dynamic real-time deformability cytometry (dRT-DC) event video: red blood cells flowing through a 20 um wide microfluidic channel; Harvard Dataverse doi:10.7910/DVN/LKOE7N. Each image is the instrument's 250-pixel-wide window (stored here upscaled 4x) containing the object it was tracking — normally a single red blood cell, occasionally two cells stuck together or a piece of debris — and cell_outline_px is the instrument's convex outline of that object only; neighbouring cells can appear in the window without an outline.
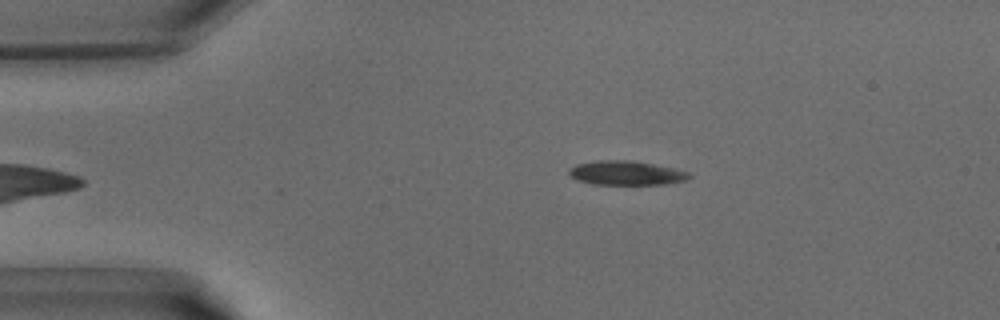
{"species": "common noctule bat (a hibernating species)", "species_latin": "Nyctalus noctula", "temperature_condition": "warm", "stored_images_in_passage": 29, "camera_frame_rate_fps": 3000, "um_per_image_px": 0.085, "animal": {"sex": "male", "body_mass_g": 15.6}, "frame": {"image": 1, "passage_image": 2, "time_ms": 0.333, "image_size_px": [1000, 320], "cell_outline_px": [[692, 176], [684, 180], [668, 184], [592, 184], [576, 180], [568, 176], [568, 168], [576, 164], [596, 160], [628, 160], [652, 164], [672, 168], [688, 172]], "centroid_in_image_um": [53.14, 14.7], "position_along_channel_um": 31.9, "area_um2": 16.94}}
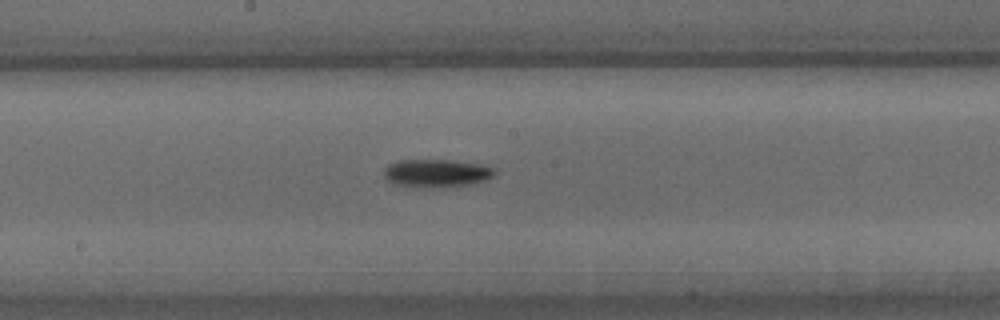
{"frame": {"image": 2, "passage_image": 15, "time_ms": 4.667, "image_size_px": [1000, 320], "cell_outline_px": [[496, 172], [492, 176], [484, 180], [472, 184], [392, 184], [384, 176], [384, 168], [388, 164], [400, 160], [452, 160], [480, 164], [496, 168]], "centroid_in_image_um": [37.12, 14.64], "position_along_channel_um": 211.1, "area_um2": 16.94}}
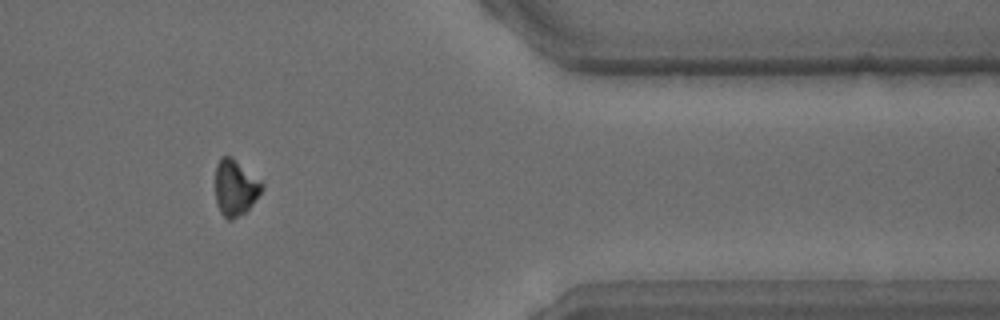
{"frame": {"image": 3, "passage_image": 27, "time_ms": 8.667, "image_size_px": [1000, 320], "cell_outline_px": [[264, 188], [252, 204], [244, 212], [232, 220], [228, 220], [224, 216], [216, 204], [216, 164], [220, 156], [232, 156], [260, 180], [264, 184]], "centroid_in_image_um": [20.0, 15.92], "position_along_channel_um": 391.4, "area_um2": 15.14}}